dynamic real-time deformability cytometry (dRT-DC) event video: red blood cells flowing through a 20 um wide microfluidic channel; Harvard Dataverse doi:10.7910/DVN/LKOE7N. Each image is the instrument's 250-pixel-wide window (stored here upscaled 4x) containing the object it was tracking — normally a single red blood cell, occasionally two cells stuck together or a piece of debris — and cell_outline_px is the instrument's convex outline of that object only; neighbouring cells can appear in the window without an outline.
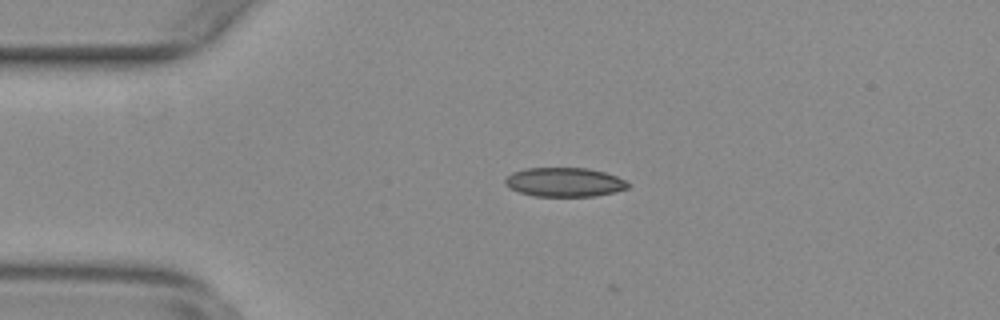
{"species": "common noctule bat (a hibernating species)", "species_latin": "Nyctalus noctula", "temperature_condition": "warm", "stored_images_in_passage": 12, "camera_frame_rate_fps": 3000, "um_per_image_px": 0.085, "animal": {"sex": "female", "body_mass_g": 29.2, "forearm_length_mm": 56.3}, "frame": {"image": 1, "passage_image": 11, "time_ms": 3.333, "image_size_px": [1000, 320], "cell_outline_px": [[628, 188], [596, 196], [536, 196], [520, 192], [504, 184], [504, 180], [512, 172], [524, 168], [588, 168], [604, 172], [616, 176], [624, 180], [628, 184]], "centroid_in_image_um": [47.96, 15.47], "position_along_channel_um": 37.0, "area_um2": 20.63}}